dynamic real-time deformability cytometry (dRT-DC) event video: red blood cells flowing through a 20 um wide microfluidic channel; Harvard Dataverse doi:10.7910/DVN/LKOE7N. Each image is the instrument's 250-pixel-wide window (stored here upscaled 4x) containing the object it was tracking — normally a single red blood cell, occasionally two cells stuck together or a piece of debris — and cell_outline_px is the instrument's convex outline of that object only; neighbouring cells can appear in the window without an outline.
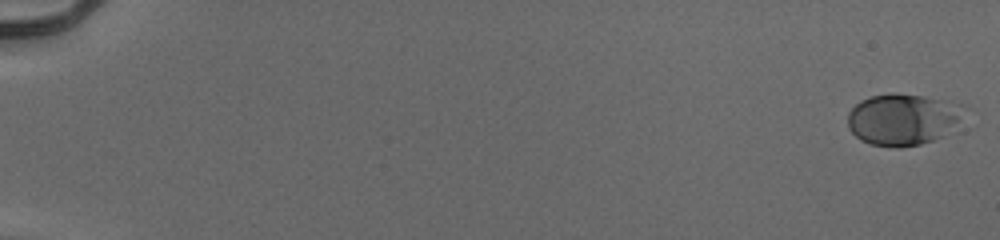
{"species": "human", "species_latin": "Homo sapiens", "temperature_condition": "cold", "stored_images_in_passage": 55, "camera_frame_rate_fps": 3000, "um_per_image_px": 0.085, "donor": {"sex": "male"}, "frame": {"image": 1, "passage_image": 1, "time_ms": 0.0, "image_size_px": [1000, 240], "cell_outline_px": [[956, 120], [944, 136], [920, 144], [896, 148], [872, 144], [860, 140], [848, 128], [848, 112], [860, 100], [872, 96], [892, 92], [924, 96], [936, 100], [956, 112]], "centroid_in_image_um": [76.48, 10.18], "position_along_channel_um": 8.5, "area_um2": 33.12}}
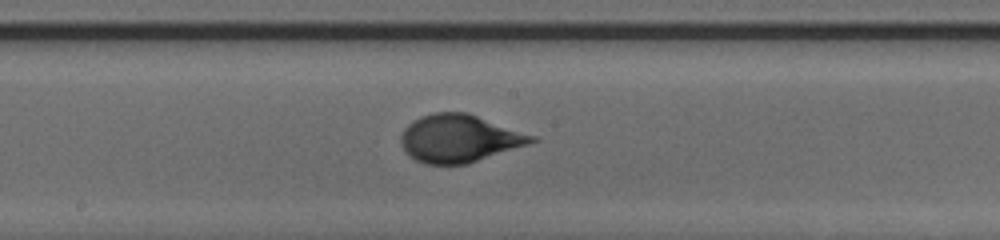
{"frame": {"image": 2, "passage_image": 32, "time_ms": 10.333, "image_size_px": [1000, 240], "cell_outline_px": [[540, 140], [532, 144], [468, 164], [424, 164], [408, 156], [404, 152], [400, 144], [400, 136], [404, 128], [408, 124], [420, 116], [432, 112], [468, 112], [536, 136]], "centroid_in_image_um": [39.05, 11.77], "position_along_channel_um": 209.1, "area_um2": 36.99}}
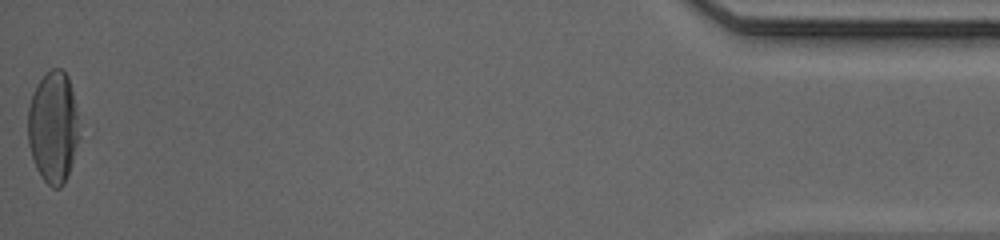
{"frame": {"image": 3, "passage_image": 55, "time_ms": 18.0, "image_size_px": [1000, 240], "cell_outline_px": [[80, 136], [64, 184], [60, 188], [52, 188], [40, 176], [36, 168], [28, 144], [28, 108], [32, 92], [36, 84], [52, 68], [60, 68], [68, 76], [72, 92], [76, 112]], "centroid_in_image_um": [4.5, 10.82], "position_along_channel_um": 430.7, "area_um2": 33.23}, "authors_computed_cell_mechanics": {"area_um2": 33.1194, "velocity_mm_per_s": 3.9335, "shape_relaxation_time_tau1_ms": 3.8162, "shape_relaxation_time_tau2_ms": null, "deformation_change_tau1": 0.1706, "deformation_change_tau2": null}}